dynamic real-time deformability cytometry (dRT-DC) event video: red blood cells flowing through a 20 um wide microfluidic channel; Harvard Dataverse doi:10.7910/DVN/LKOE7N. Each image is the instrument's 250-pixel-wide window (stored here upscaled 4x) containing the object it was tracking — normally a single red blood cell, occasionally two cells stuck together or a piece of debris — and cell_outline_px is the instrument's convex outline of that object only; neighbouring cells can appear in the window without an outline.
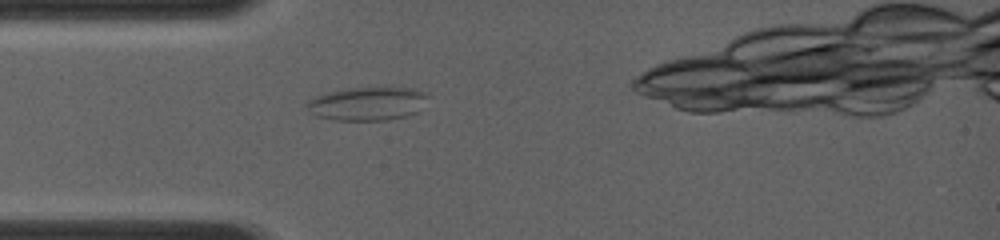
{"species": "common noctule bat (a hibernating species)", "species_latin": "Nyctalus noctula", "temperature_condition": "room temperature", "stored_images_in_passage": 24, "camera_frame_rate_fps": 4000, "um_per_image_px": 0.085, "animal": {"sex": "female", "body_mass_g": 19.0, "forearm_length_mm": 56.7}, "frame": {"image": 1, "passage_image": 1, "time_ms": 0.0, "image_size_px": [1000, 240], "cell_outline_px": [[428, 96], [416, 112], [408, 116], [388, 120], [332, 120], [316, 116], [308, 112], [304, 104], [308, 100], [316, 96], [328, 92], [348, 88], [388, 84], [392, 84], [412, 88], [424, 92]], "centroid_in_image_um": [31.21, 8.77], "position_along_channel_um": 53.8, "area_um2": 24.57}}
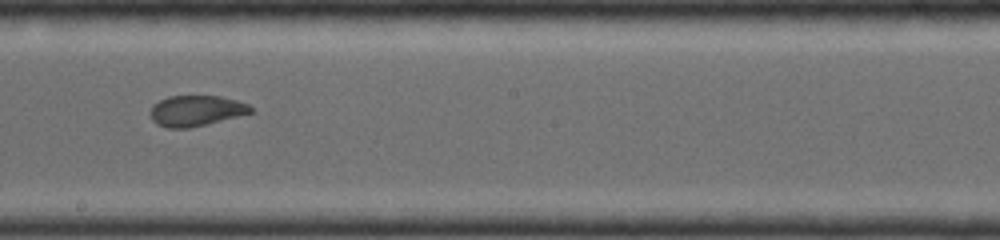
{"frame": {"image": 2, "passage_image": 11, "time_ms": 4.0, "image_size_px": [1000, 240], "cell_outline_px": [[252, 112], [208, 124], [188, 128], [168, 128], [156, 124], [152, 120], [148, 112], [152, 104], [168, 96], [220, 96], [236, 100], [248, 104], [252, 108]], "centroid_in_image_um": [16.6, 9.41], "position_along_channel_um": 231.6, "area_um2": 18.03}}
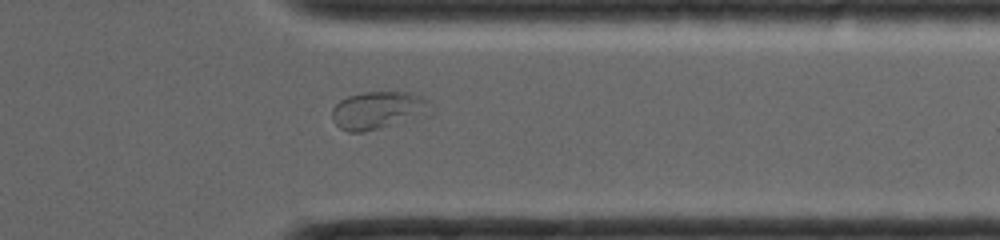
{"frame": {"image": 3, "passage_image": 19, "time_ms": 7.25, "image_size_px": [1000, 240], "cell_outline_px": [[428, 104], [388, 124], [376, 128], [360, 132], [348, 132], [340, 128], [332, 120], [332, 108], [340, 100], [348, 96], [364, 92], [408, 92], [420, 96], [428, 100]], "centroid_in_image_um": [31.81, 9.32], "position_along_channel_um": 379.6, "area_um2": 19.42}}